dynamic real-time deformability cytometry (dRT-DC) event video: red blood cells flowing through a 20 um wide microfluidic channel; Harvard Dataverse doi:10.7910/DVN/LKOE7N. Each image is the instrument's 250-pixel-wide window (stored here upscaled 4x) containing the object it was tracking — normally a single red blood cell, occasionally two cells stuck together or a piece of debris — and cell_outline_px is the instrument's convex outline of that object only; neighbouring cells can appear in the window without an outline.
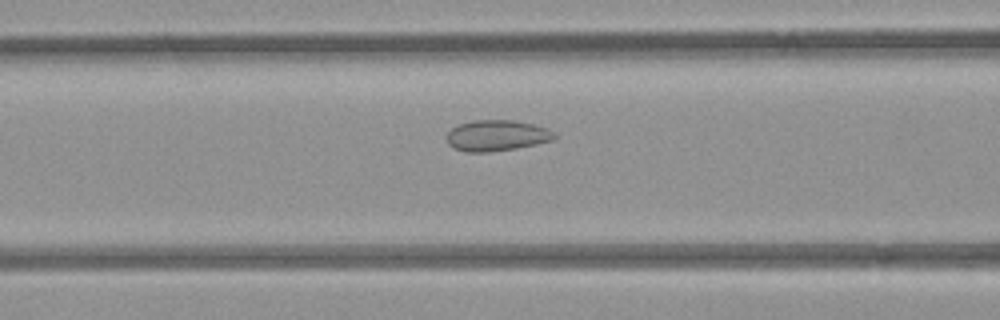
{"species": "common noctule bat (a hibernating species)", "species_latin": "Nyctalus noctula", "temperature_condition": "room temperature", "stored_images_in_passage": 52, "camera_frame_rate_fps": 3000, "um_per_image_px": 0.085, "animal": {"sex": "female", "body_mass_g": 21.9}, "frame": {"image": 1, "passage_image": 20, "time_ms": 6.333, "image_size_px": [1000, 320], "cell_outline_px": [[556, 136], [552, 140], [536, 144], [516, 148], [488, 152], [464, 152], [448, 144], [444, 136], [452, 128], [460, 124], [472, 120], [512, 120], [532, 124], [548, 128]], "centroid_in_image_um": [42.18, 11.52], "position_along_channel_um": 124.4, "area_um2": 19.36}}
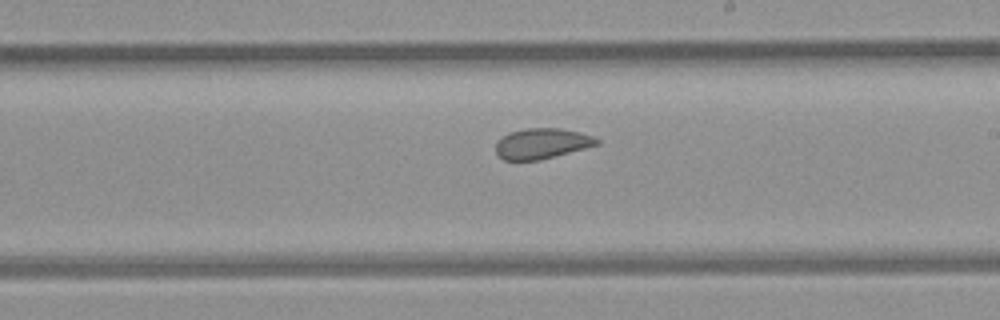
{"frame": {"image": 2, "passage_image": 29, "time_ms": 9.333, "image_size_px": [1000, 320], "cell_outline_px": [[600, 144], [540, 160], [504, 160], [496, 152], [496, 140], [508, 132], [528, 128], [560, 128], [580, 132], [592, 136], [600, 140]], "centroid_in_image_um": [46.05, 12.19], "position_along_channel_um": 243.0, "area_um2": 17.98}}
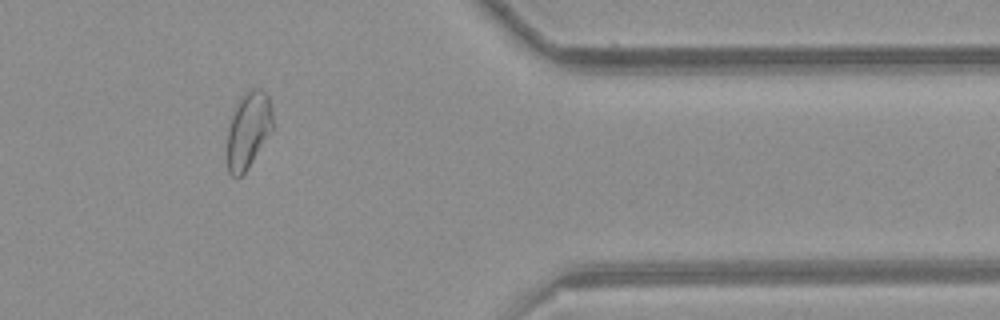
{"frame": {"image": 3, "passage_image": 42, "time_ms": 13.667, "image_size_px": [1000, 320], "cell_outline_px": [[272, 128], [248, 168], [240, 176], [232, 176], [228, 172], [228, 128], [232, 116], [240, 96], [252, 88], [260, 88], [268, 96], [272, 104]], "centroid_in_image_um": [21.11, 11.02], "position_along_channel_um": 390.3, "area_um2": 19.88}}